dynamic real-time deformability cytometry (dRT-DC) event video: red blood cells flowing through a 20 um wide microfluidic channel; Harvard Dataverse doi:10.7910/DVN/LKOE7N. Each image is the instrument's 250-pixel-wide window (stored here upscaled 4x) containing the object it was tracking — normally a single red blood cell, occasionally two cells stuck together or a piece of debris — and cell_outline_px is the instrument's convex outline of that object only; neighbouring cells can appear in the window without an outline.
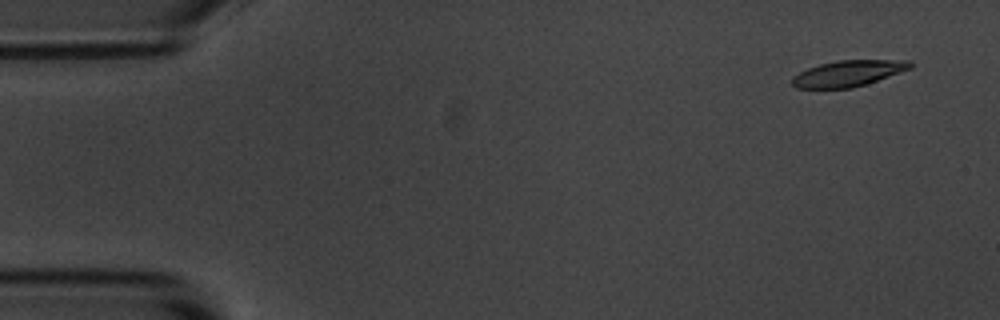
{"species": "common noctule bat (a hibernating species)", "species_latin": "Nyctalus noctula", "temperature_condition": "room temperature", "stored_images_in_passage": 52, "camera_frame_rate_fps": 3000, "um_per_image_px": 0.085, "animal": {"sex": "male", "body_mass_g": 20.1, "forearm_length_mm": 53.5}, "frame": {"image": 1, "passage_image": 1, "time_ms": 0.0, "image_size_px": [1000, 320], "cell_outline_px": [[912, 68], [852, 88], [796, 88], [792, 84], [792, 76], [808, 68], [820, 64], [836, 60], [908, 60], [912, 64]], "centroid_in_image_um": [72.07, 6.23], "position_along_channel_um": 12.9, "area_um2": 17.69}}
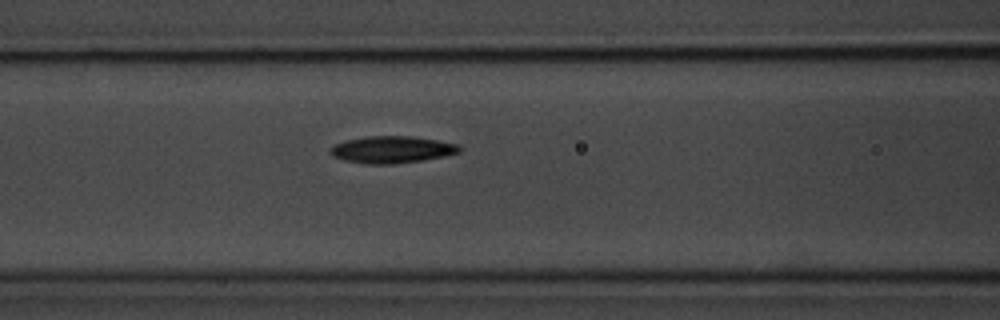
{"frame": {"image": 2, "passage_image": 20, "time_ms": 6.333, "image_size_px": [1000, 320], "cell_outline_px": [[464, 148], [460, 152], [444, 156], [424, 160], [392, 164], [364, 164], [344, 160], [332, 156], [328, 152], [328, 148], [344, 140], [368, 136], [408, 136], [436, 140], [456, 144]], "centroid_in_image_um": [33.27, 12.72], "position_along_channel_um": 133.3, "area_um2": 20.4}}
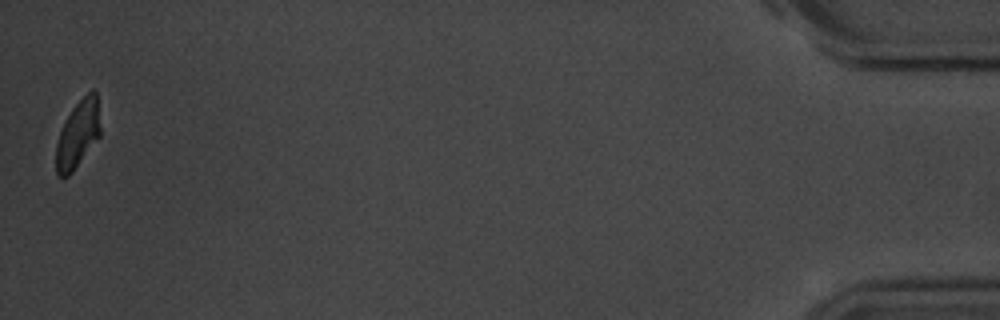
{"frame": {"image": 3, "passage_image": 52, "time_ms": 17.0, "image_size_px": [1000, 320], "cell_outline_px": [[100, 136], [72, 172], [68, 176], [56, 176], [56, 144], [60, 132], [72, 108], [92, 88], [96, 92], [100, 128]], "centroid_in_image_um": [6.62, 11.42], "position_along_channel_um": 428.6, "area_um2": 17.11}, "authors_computed_cell_mechanics": {"area_um2": 19.2763, "velocity_mm_per_s": 3.6429, "shape_relaxation_time_tau1_ms": 2.3731, "shape_relaxation_time_tau2_ms": 6.6889, "deformation_change_tau1": 0.1374, "deformation_change_tau2": 0.1391}}